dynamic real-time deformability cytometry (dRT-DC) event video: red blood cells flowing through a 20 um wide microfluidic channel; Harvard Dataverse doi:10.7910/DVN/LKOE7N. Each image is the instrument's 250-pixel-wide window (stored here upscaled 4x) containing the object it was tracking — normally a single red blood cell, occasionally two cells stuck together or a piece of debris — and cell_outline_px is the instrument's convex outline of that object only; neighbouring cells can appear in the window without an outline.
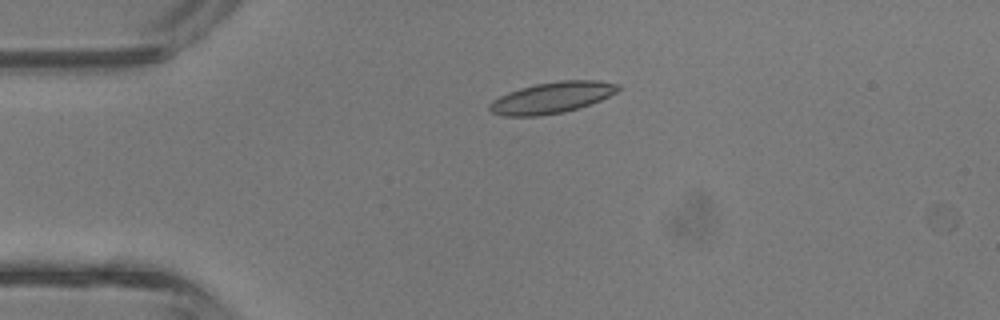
{"species": "common noctule bat (a hibernating species)", "species_latin": "Nyctalus noctula", "temperature_condition": "room temperature", "stored_images_in_passage": 4, "camera_frame_rate_fps": 3000, "um_per_image_px": 0.085, "animal": {"sex": "male", "body_mass_g": 13.3}, "frame": {"image": 1, "passage_image": 3, "time_ms": 0.667, "image_size_px": [1000, 320], "cell_outline_px": [[620, 88], [616, 92], [600, 100], [564, 112], [536, 116], [504, 116], [492, 112], [488, 108], [488, 104], [492, 100], [508, 92], [520, 88], [536, 84], [560, 80], [600, 80], [620, 84]], "centroid_in_image_um": [46.89, 8.29], "position_along_channel_um": 38.1, "area_um2": 23.24}}